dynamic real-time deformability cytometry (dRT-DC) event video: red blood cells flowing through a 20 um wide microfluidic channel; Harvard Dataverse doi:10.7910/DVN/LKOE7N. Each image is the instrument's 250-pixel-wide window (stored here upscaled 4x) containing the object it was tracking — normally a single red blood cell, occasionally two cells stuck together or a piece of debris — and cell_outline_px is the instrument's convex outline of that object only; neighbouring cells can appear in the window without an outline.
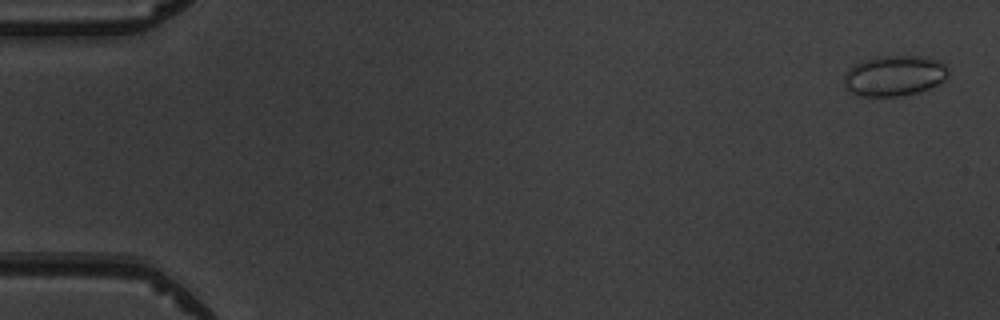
{"species": "common noctule bat (a hibernating species)", "species_latin": "Nyctalus noctula", "temperature_condition": "warm", "stored_images_in_passage": 6, "camera_frame_rate_fps": 3000, "um_per_image_px": 0.085, "animal": {"sex": "male", "body_mass_g": 19.5, "forearm_length_mm": 54.6}, "frame": {"image": 1, "passage_image": 1, "time_ms": 0.0, "image_size_px": [1000, 320], "cell_outline_px": [[948, 76], [944, 80], [928, 88], [916, 92], [900, 96], [860, 96], [848, 92], [844, 88], [844, 72], [856, 64], [864, 60], [876, 56], [916, 56], [936, 60], [944, 64], [948, 68]], "centroid_in_image_um": [75.96, 6.44], "position_along_channel_um": 9.0, "area_um2": 24.57}}